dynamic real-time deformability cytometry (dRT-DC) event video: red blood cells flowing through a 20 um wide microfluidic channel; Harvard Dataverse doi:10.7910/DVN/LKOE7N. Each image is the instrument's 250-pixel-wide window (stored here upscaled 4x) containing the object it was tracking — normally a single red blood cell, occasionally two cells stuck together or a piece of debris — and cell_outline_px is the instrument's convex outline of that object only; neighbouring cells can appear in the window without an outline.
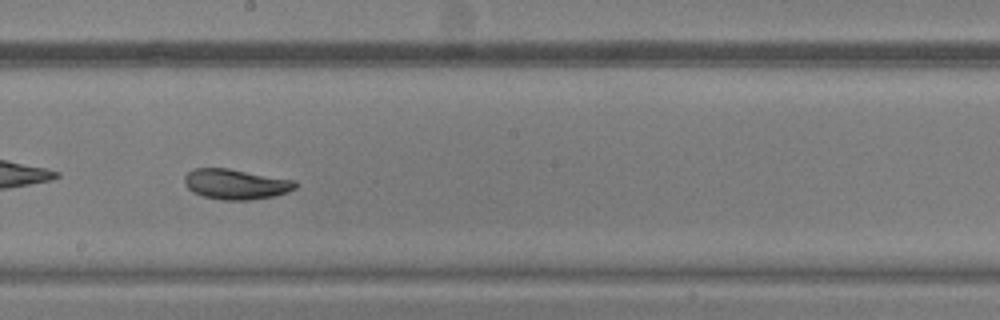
{"species": "common noctule bat (a hibernating species)", "species_latin": "Nyctalus noctula", "temperature_condition": "warm", "stored_images_in_passage": 37, "camera_frame_rate_fps": 3000, "um_per_image_px": 0.085, "animal": {"sex": "male", "body_mass_g": 20.5, "forearm_length_mm": 52.5}, "frame": {"image": 1, "passage_image": 16, "time_ms": 5.0, "image_size_px": [1000, 320], "cell_outline_px": [[296, 188], [288, 192], [272, 196], [248, 200], [220, 200], [204, 196], [192, 192], [184, 184], [184, 176], [188, 172], [196, 168], [228, 168], [296, 180]], "centroid_in_image_um": [20.03, 15.65], "position_along_channel_um": 228.2, "area_um2": 19.59}}
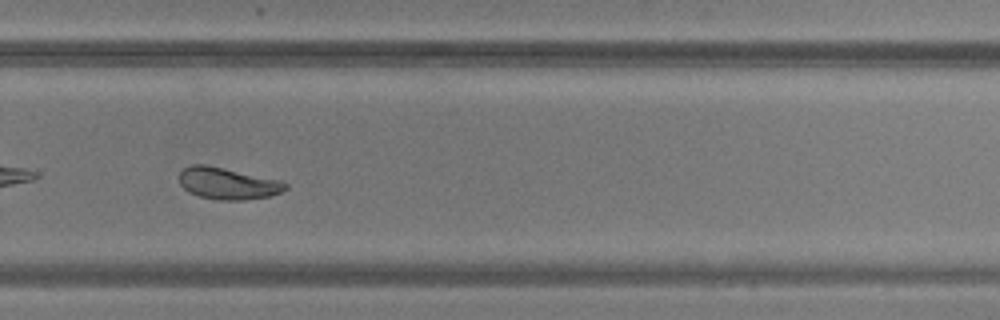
{"frame": {"image": 2, "passage_image": 22, "time_ms": 7.0, "image_size_px": [1000, 320], "cell_outline_px": [[288, 188], [280, 192], [268, 196], [244, 200], [220, 200], [200, 196], [188, 192], [180, 184], [180, 172], [184, 168], [192, 164], [204, 164], [284, 180], [288, 184]], "centroid_in_image_um": [19.39, 15.58], "position_along_channel_um": 310.4, "area_um2": 19.71}}
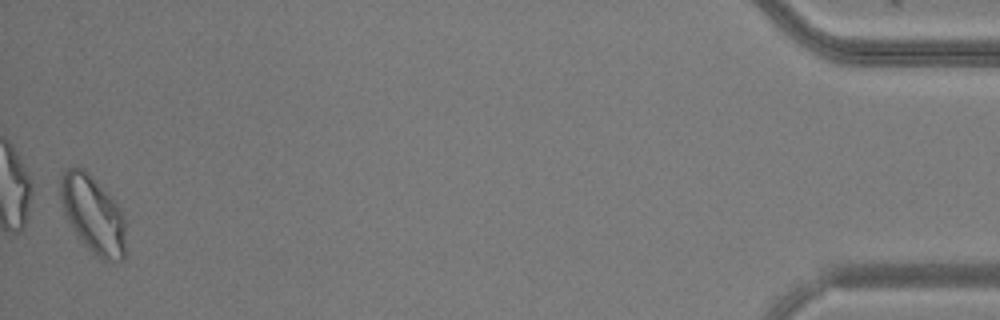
{"frame": {"image": 3, "passage_image": 37, "time_ms": 12.0, "image_size_px": [1000, 320], "cell_outline_px": [[124, 260], [112, 264], [108, 264], [92, 252], [76, 236], [64, 212], [60, 200], [60, 176], [68, 168], [84, 168], [120, 204], [124, 216]], "centroid_in_image_um": [7.92, 18.25], "position_along_channel_um": 427.3, "area_um2": 29.94}}